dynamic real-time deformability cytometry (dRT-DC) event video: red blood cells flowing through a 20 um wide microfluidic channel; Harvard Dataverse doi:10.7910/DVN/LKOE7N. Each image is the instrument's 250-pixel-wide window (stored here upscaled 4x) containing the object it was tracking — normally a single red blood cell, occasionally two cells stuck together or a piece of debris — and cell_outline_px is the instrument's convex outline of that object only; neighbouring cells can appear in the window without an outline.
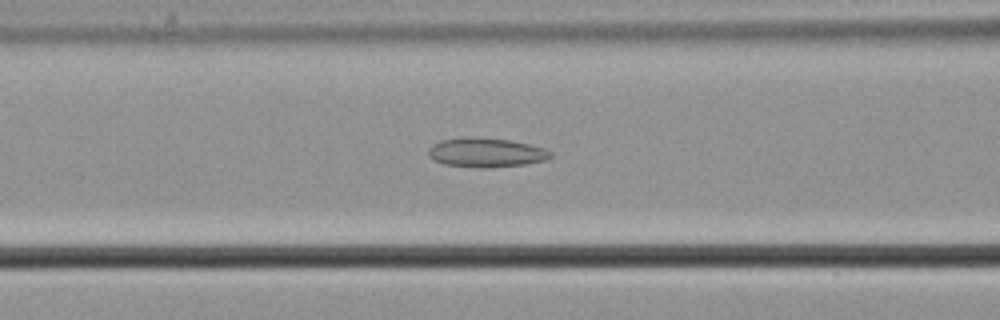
{"species": "common noctule bat (a hibernating species)", "species_latin": "Nyctalus noctula", "temperature_condition": "cold", "stored_images_in_passage": 40, "camera_frame_rate_fps": 3000, "um_per_image_px": 0.085, "animal": {"sex": "male", "body_mass_g": 21.5, "forearm_length_mm": 52.0}, "frame": {"image": 1, "passage_image": 7, "time_ms": 2.0, "image_size_px": [1000, 320], "cell_outline_px": [[552, 156], [544, 160], [524, 164], [484, 168], [444, 164], [432, 160], [428, 156], [428, 148], [432, 144], [440, 140], [464, 136], [480, 136], [508, 140], [528, 144], [544, 148], [552, 152]], "centroid_in_image_um": [41.25, 12.94], "position_along_channel_um": 125.4, "area_um2": 21.04}}
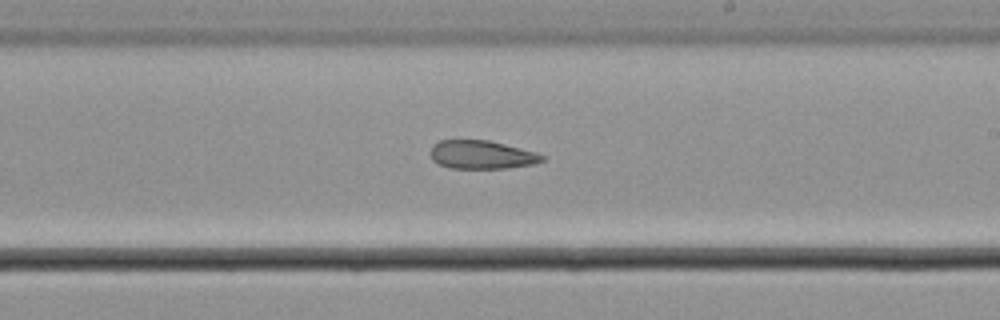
{"frame": {"image": 2, "passage_image": 17, "time_ms": 5.333, "image_size_px": [1000, 320], "cell_outline_px": [[544, 160], [532, 164], [508, 168], [448, 168], [432, 160], [432, 144], [440, 140], [488, 140], [536, 152], [544, 156]], "centroid_in_image_um": [40.93, 13.15], "position_along_channel_um": 248.1, "area_um2": 18.32}}
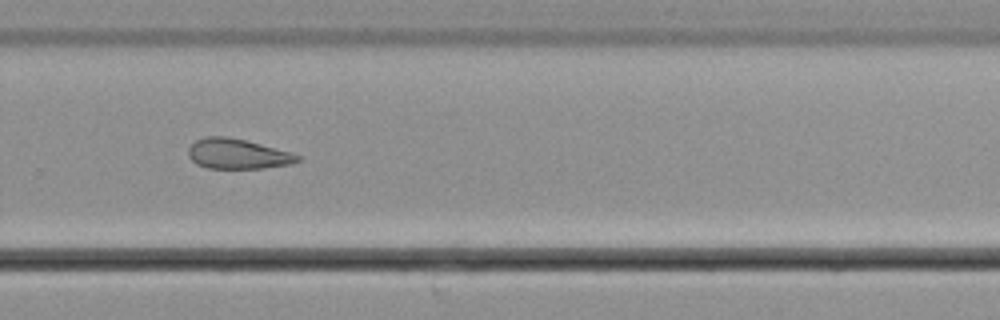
{"frame": {"image": 3, "passage_image": 22, "time_ms": 7.0, "image_size_px": [1000, 320], "cell_outline_px": [[300, 160], [292, 164], [264, 168], [208, 168], [196, 164], [188, 156], [188, 148], [196, 140], [204, 136], [228, 136], [248, 140], [292, 152], [300, 156]], "centroid_in_image_um": [20.2, 13.07], "position_along_channel_um": 309.6, "area_um2": 19.42}}